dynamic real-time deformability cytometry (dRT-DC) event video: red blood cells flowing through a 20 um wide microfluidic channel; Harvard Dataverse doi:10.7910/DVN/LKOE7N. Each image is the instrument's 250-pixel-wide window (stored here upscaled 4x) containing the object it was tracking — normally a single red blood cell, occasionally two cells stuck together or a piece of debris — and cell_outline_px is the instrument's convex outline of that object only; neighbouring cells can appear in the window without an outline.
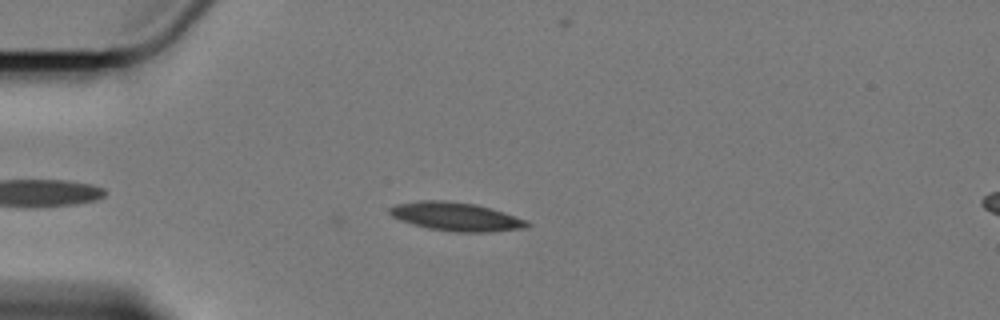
{"species": "Egyptian fruit bat (a non-hibernating species)", "species_latin": "Rousettus aegyptiacus", "temperature_condition": "cold", "stored_images_in_passage": 4, "camera_frame_rate_fps": 3000, "um_per_image_px": 0.085, "animal": {"sex": "female"}, "frame": {"image": 1, "passage_image": 4, "time_ms": 1.0, "image_size_px": [1000, 320], "cell_outline_px": [[532, 224], [528, 228], [488, 232], [456, 232], [428, 228], [412, 224], [400, 220], [392, 216], [388, 212], [388, 208], [396, 204], [420, 200], [444, 200], [476, 204], [492, 208], [528, 220]], "centroid_in_image_um": [38.79, 18.41], "position_along_channel_um": 46.2, "area_um2": 23.12}}